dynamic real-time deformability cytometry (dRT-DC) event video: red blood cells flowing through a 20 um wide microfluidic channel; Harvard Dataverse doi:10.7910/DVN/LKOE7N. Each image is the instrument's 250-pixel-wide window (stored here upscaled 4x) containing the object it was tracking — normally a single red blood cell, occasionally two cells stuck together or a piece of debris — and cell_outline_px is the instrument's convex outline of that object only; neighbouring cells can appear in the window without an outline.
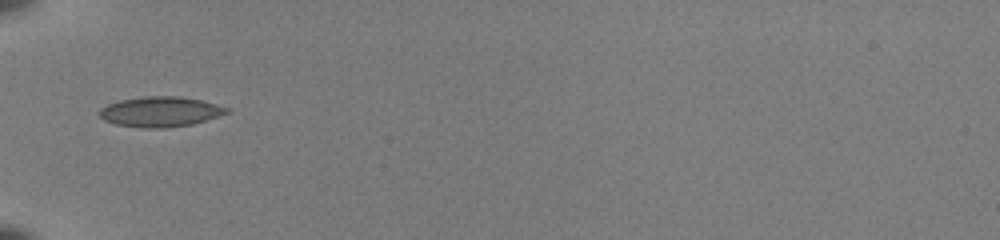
{"species": "common noctule bat (a hibernating species)", "species_latin": "Nyctalus noctula", "temperature_condition": "room temperature", "stored_images_in_passage": 33, "camera_frame_rate_fps": 3000, "um_per_image_px": 0.085, "animal": {"sex": "female", "body_mass_g": 22.0, "forearm_length_mm": 56.7}, "frame": {"image": 1, "passage_image": 1, "time_ms": 0.0, "image_size_px": [1000, 240], "cell_outline_px": [[228, 112], [192, 124], [164, 128], [144, 128], [116, 124], [104, 120], [96, 112], [100, 108], [108, 104], [120, 100], [144, 96], [180, 96], [200, 100], [216, 104], [228, 108]], "centroid_in_image_um": [13.56, 9.49], "position_along_channel_um": 71.4, "area_um2": 22.2}}
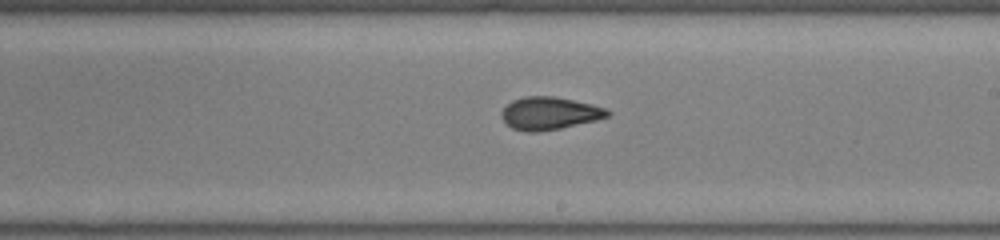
{"frame": {"image": 2, "passage_image": 14, "time_ms": 4.333, "image_size_px": [1000, 240], "cell_outline_px": [[612, 112], [608, 116], [596, 120], [560, 128], [540, 132], [524, 132], [512, 128], [504, 120], [500, 112], [512, 100], [524, 96], [552, 96], [592, 104], [608, 108]], "centroid_in_image_um": [46.72, 9.63], "position_along_channel_um": 242.3, "area_um2": 20.17}}
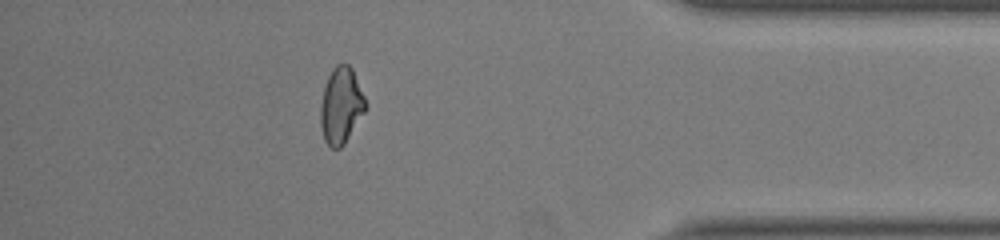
{"frame": {"image": 3, "passage_image": 28, "time_ms": 9.0, "image_size_px": [1000, 240], "cell_outline_px": [[364, 112], [344, 144], [340, 148], [332, 148], [324, 140], [320, 124], [320, 104], [324, 88], [328, 76], [332, 68], [336, 64], [348, 64], [352, 68], [364, 96]], "centroid_in_image_um": [28.95, 8.97], "position_along_channel_um": 406.2, "area_um2": 19.71}, "authors_computed_cell_mechanics": {"area_um2": 19.7676, "velocity_mm_per_s": 4.0198, "shape_relaxation_time_tau1_ms": 6.6434, "shape_relaxation_time_tau2_ms": 1.2333, "deformation_change_tau1": 0.1941, "deformation_change_tau2": 0.0546}}